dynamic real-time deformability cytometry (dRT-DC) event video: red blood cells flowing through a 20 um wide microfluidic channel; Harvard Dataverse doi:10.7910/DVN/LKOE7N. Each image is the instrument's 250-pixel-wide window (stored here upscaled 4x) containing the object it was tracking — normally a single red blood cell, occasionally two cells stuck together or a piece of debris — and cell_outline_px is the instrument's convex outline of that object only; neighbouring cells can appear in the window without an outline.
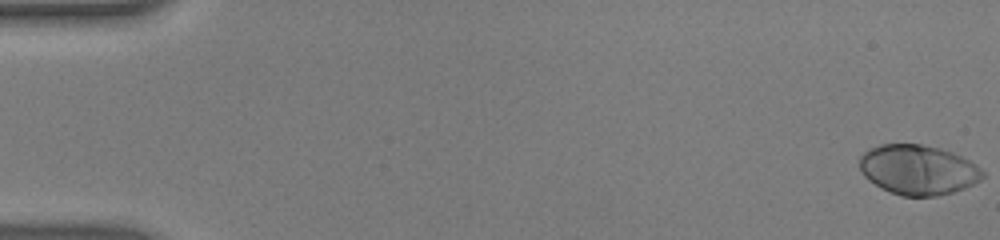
{"species": "human", "species_latin": "Homo sapiens", "temperature_condition": "warm", "stored_images_in_passage": 55, "camera_frame_rate_fps": 3000, "um_per_image_px": 0.085, "donor": {"sex": "male"}, "frame": {"image": 1, "passage_image": 1, "time_ms": 0.0, "image_size_px": [1000, 240], "cell_outline_px": [[984, 176], [980, 180], [964, 188], [952, 192], [936, 196], [900, 196], [880, 188], [868, 180], [864, 176], [860, 168], [860, 156], [868, 148], [880, 144], [920, 144], [940, 148], [952, 152], [976, 164], [984, 172]], "centroid_in_image_um": [78.01, 14.43], "position_along_channel_um": 7.0, "area_um2": 35.84}}
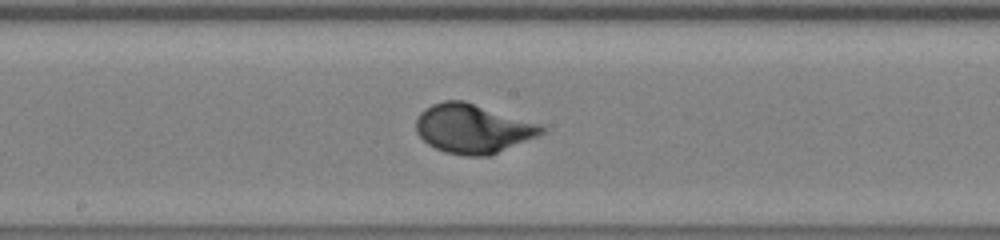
{"frame": {"image": 2, "passage_image": 30, "time_ms": 9.667, "image_size_px": [1000, 240], "cell_outline_px": [[548, 132], [488, 156], [464, 156], [444, 152], [428, 144], [416, 132], [416, 120], [420, 112], [424, 108], [432, 104], [444, 100], [464, 100], [540, 124], [548, 128]], "centroid_in_image_um": [40.2, 10.93], "position_along_channel_um": 208.0, "area_um2": 36.07}}
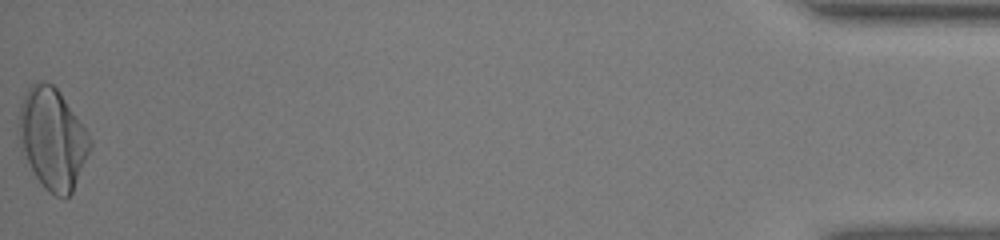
{"frame": {"image": 3, "passage_image": 55, "time_ms": 18.0, "image_size_px": [1000, 240], "cell_outline_px": [[92, 144], [72, 192], [68, 196], [56, 196], [44, 188], [36, 176], [20, 144], [20, 104], [28, 88], [36, 80], [44, 80], [52, 84], [60, 92], [92, 140]], "centroid_in_image_um": [4.47, 11.75], "position_along_channel_um": 430.7, "area_um2": 40.86}, "authors_computed_cell_mechanics": {"area_um2": 35.0268, "velocity_mm_per_s": 3.8288, "shape_relaxation_time_tau1_ms": 2.9351, "shape_relaxation_time_tau2_ms": null, "deformation_change_tau1": 0.2133, "deformation_change_tau2": null}}